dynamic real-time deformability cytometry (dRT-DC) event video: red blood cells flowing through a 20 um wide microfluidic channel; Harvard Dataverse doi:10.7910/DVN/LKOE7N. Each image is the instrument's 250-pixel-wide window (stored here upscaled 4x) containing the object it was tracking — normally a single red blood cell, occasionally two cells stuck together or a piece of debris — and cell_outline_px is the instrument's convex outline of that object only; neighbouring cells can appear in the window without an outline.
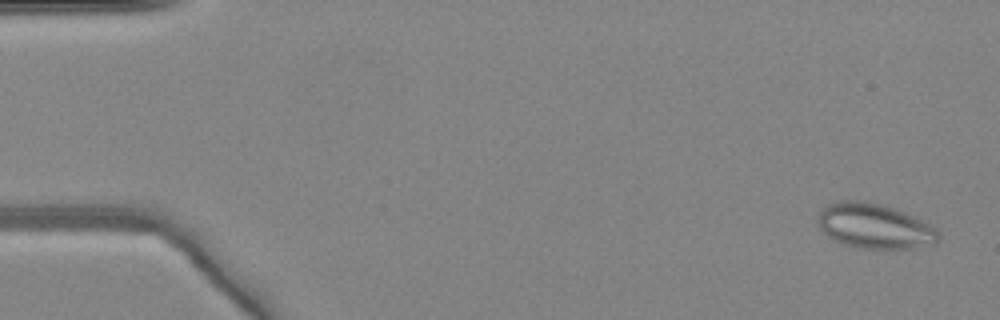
{"species": "common noctule bat (a hibernating species)", "species_latin": "Nyctalus noctula", "temperature_condition": "warm", "stored_images_in_passage": 49, "camera_frame_rate_fps": 3000, "um_per_image_px": 0.085, "animal": {"sex": "female", "body_mass_g": 24.6, "forearm_length_mm": 56.2}, "frame": {"image": 1, "passage_image": 2, "time_ms": 0.333, "image_size_px": [1000, 320], "cell_outline_px": [[940, 240], [936, 244], [912, 248], [860, 248], [844, 244], [828, 236], [820, 228], [816, 220], [820, 212], [828, 204], [836, 200], [864, 200], [896, 208], [936, 228], [940, 232]], "centroid_in_image_um": [74.34, 19.21], "position_along_channel_um": 10.7, "area_um2": 31.67}}
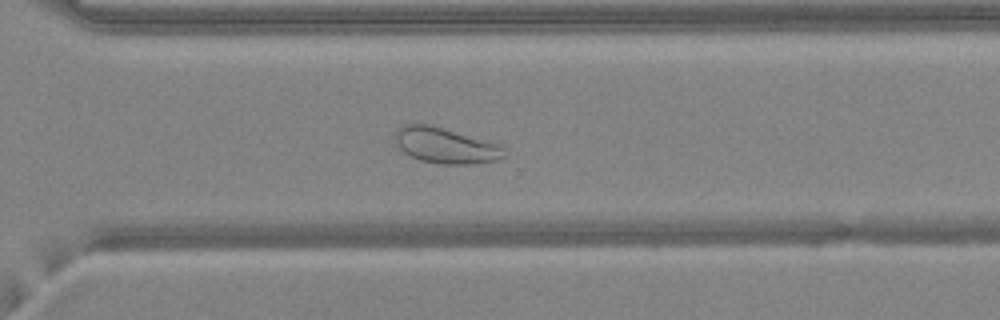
{"frame": {"image": 2, "passage_image": 35, "time_ms": 11.333, "image_size_px": [1000, 320], "cell_outline_px": [[508, 152], [500, 160], [472, 164], [444, 164], [420, 160], [404, 152], [400, 148], [396, 140], [396, 128], [404, 124], [428, 124], [496, 144], [504, 148]], "centroid_in_image_um": [37.87, 12.38], "position_along_channel_um": 332.7, "area_um2": 22.2}}
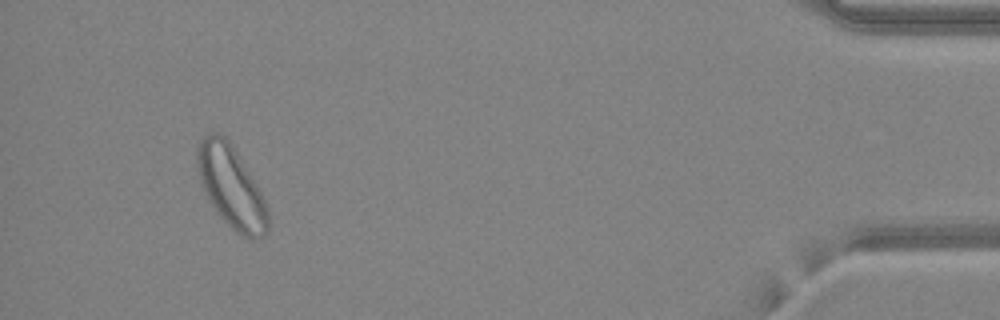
{"frame": {"image": 3, "passage_image": 46, "time_ms": 15.0, "image_size_px": [1000, 320], "cell_outline_px": [[268, 232], [264, 236], [252, 240], [236, 232], [220, 216], [212, 204], [200, 184], [196, 164], [196, 148], [200, 140], [208, 132], [216, 132], [224, 136], [232, 144], [256, 184], [268, 208]], "centroid_in_image_um": [19.63, 15.87], "position_along_channel_um": 415.6, "area_um2": 33.64}, "authors_computed_cell_mechanics": {"area_um2": 29.9982, "velocity_mm_per_s": 4.1908, "shape_relaxation_time_tau1_ms": null, "shape_relaxation_time_tau2_ms": 0.9433, "deformation_change_tau1": null, "deformation_change_tau2": 0.0686}}